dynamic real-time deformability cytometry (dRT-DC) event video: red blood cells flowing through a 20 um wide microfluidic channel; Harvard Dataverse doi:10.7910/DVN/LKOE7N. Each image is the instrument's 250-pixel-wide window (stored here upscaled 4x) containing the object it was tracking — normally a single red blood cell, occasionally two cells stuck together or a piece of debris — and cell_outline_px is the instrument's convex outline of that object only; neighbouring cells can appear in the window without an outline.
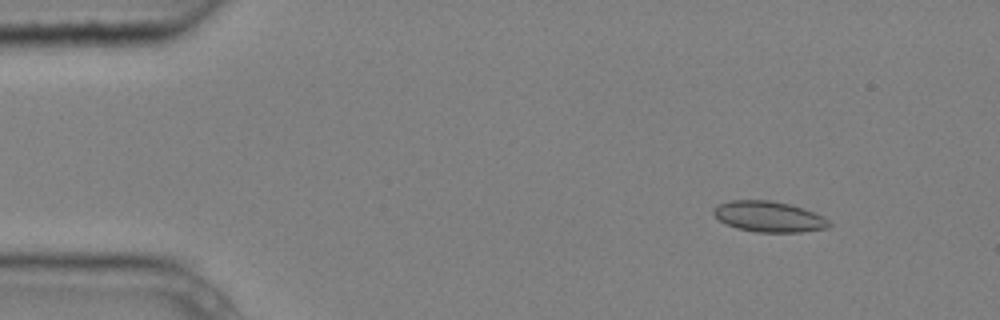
{"species": "common noctule bat (a hibernating species)", "species_latin": "Nyctalus noctula", "temperature_condition": "cold", "stored_images_in_passage": 5, "camera_frame_rate_fps": 3000, "um_per_image_px": 0.085, "animal": {"sex": "male", "body_mass_g": 20.4}, "frame": {"image": 1, "passage_image": 2, "time_ms": 0.333, "image_size_px": [1000, 320], "cell_outline_px": [[832, 224], [828, 228], [800, 232], [756, 232], [736, 228], [720, 220], [712, 212], [712, 208], [716, 204], [732, 200], [772, 200], [804, 208], [824, 216]], "centroid_in_image_um": [65.36, 18.41], "position_along_channel_um": 19.6, "area_um2": 20.81}}
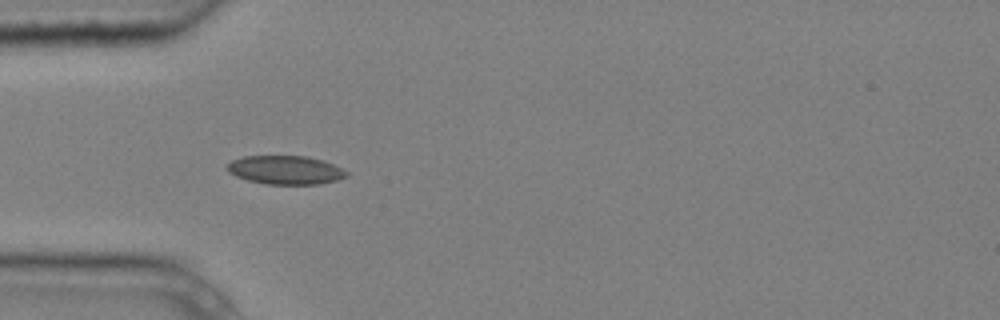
{"frame": {"image": 2, "passage_image": 5, "time_ms": 1.333, "image_size_px": [1000, 320], "cell_outline_px": [[348, 176], [336, 180], [320, 184], [264, 184], [248, 180], [236, 176], [228, 172], [224, 168], [224, 164], [232, 160], [244, 156], [308, 156], [324, 160], [348, 172]], "centroid_in_image_um": [24.21, 14.44], "position_along_channel_um": 60.8, "area_um2": 20.11}}